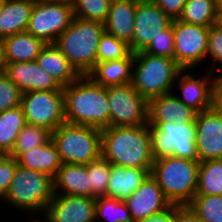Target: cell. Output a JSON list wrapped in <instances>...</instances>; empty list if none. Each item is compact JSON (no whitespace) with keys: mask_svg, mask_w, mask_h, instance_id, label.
Segmentation results:
<instances>
[{"mask_svg":"<svg viewBox=\"0 0 222 222\" xmlns=\"http://www.w3.org/2000/svg\"><path fill=\"white\" fill-rule=\"evenodd\" d=\"M95 205L96 198L54 194L39 222H95Z\"/></svg>","mask_w":222,"mask_h":222,"instance_id":"14","label":"cell"},{"mask_svg":"<svg viewBox=\"0 0 222 222\" xmlns=\"http://www.w3.org/2000/svg\"><path fill=\"white\" fill-rule=\"evenodd\" d=\"M182 70L175 59L139 51L133 53L130 85L149 101L173 92L177 76Z\"/></svg>","mask_w":222,"mask_h":222,"instance_id":"6","label":"cell"},{"mask_svg":"<svg viewBox=\"0 0 222 222\" xmlns=\"http://www.w3.org/2000/svg\"><path fill=\"white\" fill-rule=\"evenodd\" d=\"M101 156L114 165L151 172V132L149 125L108 127L101 130Z\"/></svg>","mask_w":222,"mask_h":222,"instance_id":"1","label":"cell"},{"mask_svg":"<svg viewBox=\"0 0 222 222\" xmlns=\"http://www.w3.org/2000/svg\"><path fill=\"white\" fill-rule=\"evenodd\" d=\"M110 127L148 123V101L130 83L107 87Z\"/></svg>","mask_w":222,"mask_h":222,"instance_id":"11","label":"cell"},{"mask_svg":"<svg viewBox=\"0 0 222 222\" xmlns=\"http://www.w3.org/2000/svg\"><path fill=\"white\" fill-rule=\"evenodd\" d=\"M195 143L199 162L222 159V117L212 108L196 114Z\"/></svg>","mask_w":222,"mask_h":222,"instance_id":"16","label":"cell"},{"mask_svg":"<svg viewBox=\"0 0 222 222\" xmlns=\"http://www.w3.org/2000/svg\"><path fill=\"white\" fill-rule=\"evenodd\" d=\"M62 163L88 164L101 156V129L61 124L51 133Z\"/></svg>","mask_w":222,"mask_h":222,"instance_id":"7","label":"cell"},{"mask_svg":"<svg viewBox=\"0 0 222 222\" xmlns=\"http://www.w3.org/2000/svg\"><path fill=\"white\" fill-rule=\"evenodd\" d=\"M53 197L54 183L51 176L18 165L10 188L1 202L39 220L35 214L39 213V217H42Z\"/></svg>","mask_w":222,"mask_h":222,"instance_id":"5","label":"cell"},{"mask_svg":"<svg viewBox=\"0 0 222 222\" xmlns=\"http://www.w3.org/2000/svg\"><path fill=\"white\" fill-rule=\"evenodd\" d=\"M26 123L54 132L65 123L63 90L27 91L20 103Z\"/></svg>","mask_w":222,"mask_h":222,"instance_id":"10","label":"cell"},{"mask_svg":"<svg viewBox=\"0 0 222 222\" xmlns=\"http://www.w3.org/2000/svg\"><path fill=\"white\" fill-rule=\"evenodd\" d=\"M104 24L74 17L53 43L80 76L88 75L97 63V50Z\"/></svg>","mask_w":222,"mask_h":222,"instance_id":"3","label":"cell"},{"mask_svg":"<svg viewBox=\"0 0 222 222\" xmlns=\"http://www.w3.org/2000/svg\"><path fill=\"white\" fill-rule=\"evenodd\" d=\"M51 133L44 127L26 124L17 136L14 147L8 155L17 159L30 149L43 146L51 140Z\"/></svg>","mask_w":222,"mask_h":222,"instance_id":"31","label":"cell"},{"mask_svg":"<svg viewBox=\"0 0 222 222\" xmlns=\"http://www.w3.org/2000/svg\"><path fill=\"white\" fill-rule=\"evenodd\" d=\"M111 166L112 163L102 156L87 164L92 198L106 196Z\"/></svg>","mask_w":222,"mask_h":222,"instance_id":"34","label":"cell"},{"mask_svg":"<svg viewBox=\"0 0 222 222\" xmlns=\"http://www.w3.org/2000/svg\"><path fill=\"white\" fill-rule=\"evenodd\" d=\"M124 202L133 222L156 216L172 206L151 174Z\"/></svg>","mask_w":222,"mask_h":222,"instance_id":"17","label":"cell"},{"mask_svg":"<svg viewBox=\"0 0 222 222\" xmlns=\"http://www.w3.org/2000/svg\"><path fill=\"white\" fill-rule=\"evenodd\" d=\"M18 165L40 171L54 178L62 165L57 148L52 140L30 149L17 158Z\"/></svg>","mask_w":222,"mask_h":222,"instance_id":"27","label":"cell"},{"mask_svg":"<svg viewBox=\"0 0 222 222\" xmlns=\"http://www.w3.org/2000/svg\"><path fill=\"white\" fill-rule=\"evenodd\" d=\"M150 173L146 169L126 168L112 164L106 196L125 201Z\"/></svg>","mask_w":222,"mask_h":222,"instance_id":"24","label":"cell"},{"mask_svg":"<svg viewBox=\"0 0 222 222\" xmlns=\"http://www.w3.org/2000/svg\"><path fill=\"white\" fill-rule=\"evenodd\" d=\"M217 24L222 26V10L217 13Z\"/></svg>","mask_w":222,"mask_h":222,"instance_id":"46","label":"cell"},{"mask_svg":"<svg viewBox=\"0 0 222 222\" xmlns=\"http://www.w3.org/2000/svg\"><path fill=\"white\" fill-rule=\"evenodd\" d=\"M195 195H222V159L200 162Z\"/></svg>","mask_w":222,"mask_h":222,"instance_id":"30","label":"cell"},{"mask_svg":"<svg viewBox=\"0 0 222 222\" xmlns=\"http://www.w3.org/2000/svg\"><path fill=\"white\" fill-rule=\"evenodd\" d=\"M179 21L210 27L217 23L215 0H186Z\"/></svg>","mask_w":222,"mask_h":222,"instance_id":"29","label":"cell"},{"mask_svg":"<svg viewBox=\"0 0 222 222\" xmlns=\"http://www.w3.org/2000/svg\"><path fill=\"white\" fill-rule=\"evenodd\" d=\"M199 160L165 156L155 159L150 174L172 205H188L198 187Z\"/></svg>","mask_w":222,"mask_h":222,"instance_id":"4","label":"cell"},{"mask_svg":"<svg viewBox=\"0 0 222 222\" xmlns=\"http://www.w3.org/2000/svg\"><path fill=\"white\" fill-rule=\"evenodd\" d=\"M31 222H39V220H34V219L32 220V219H31Z\"/></svg>","mask_w":222,"mask_h":222,"instance_id":"49","label":"cell"},{"mask_svg":"<svg viewBox=\"0 0 222 222\" xmlns=\"http://www.w3.org/2000/svg\"><path fill=\"white\" fill-rule=\"evenodd\" d=\"M73 18L72 1L35 0L26 31L46 44H53Z\"/></svg>","mask_w":222,"mask_h":222,"instance_id":"9","label":"cell"},{"mask_svg":"<svg viewBox=\"0 0 222 222\" xmlns=\"http://www.w3.org/2000/svg\"><path fill=\"white\" fill-rule=\"evenodd\" d=\"M35 0H3L0 7V39L27 30Z\"/></svg>","mask_w":222,"mask_h":222,"instance_id":"23","label":"cell"},{"mask_svg":"<svg viewBox=\"0 0 222 222\" xmlns=\"http://www.w3.org/2000/svg\"><path fill=\"white\" fill-rule=\"evenodd\" d=\"M135 2H137V3H154L155 2V0H134Z\"/></svg>","mask_w":222,"mask_h":222,"instance_id":"48","label":"cell"},{"mask_svg":"<svg viewBox=\"0 0 222 222\" xmlns=\"http://www.w3.org/2000/svg\"><path fill=\"white\" fill-rule=\"evenodd\" d=\"M143 52L153 56H166L175 59L174 31L172 24L158 35Z\"/></svg>","mask_w":222,"mask_h":222,"instance_id":"39","label":"cell"},{"mask_svg":"<svg viewBox=\"0 0 222 222\" xmlns=\"http://www.w3.org/2000/svg\"><path fill=\"white\" fill-rule=\"evenodd\" d=\"M173 222H203L188 205H173Z\"/></svg>","mask_w":222,"mask_h":222,"instance_id":"42","label":"cell"},{"mask_svg":"<svg viewBox=\"0 0 222 222\" xmlns=\"http://www.w3.org/2000/svg\"><path fill=\"white\" fill-rule=\"evenodd\" d=\"M23 92L3 72H0V113L20 106Z\"/></svg>","mask_w":222,"mask_h":222,"instance_id":"38","label":"cell"},{"mask_svg":"<svg viewBox=\"0 0 222 222\" xmlns=\"http://www.w3.org/2000/svg\"><path fill=\"white\" fill-rule=\"evenodd\" d=\"M191 72L194 71L182 70L178 74L174 86L180 94L175 90L173 92L181 102L199 113L212 107V88L216 74L206 70L205 75L198 77Z\"/></svg>","mask_w":222,"mask_h":222,"instance_id":"15","label":"cell"},{"mask_svg":"<svg viewBox=\"0 0 222 222\" xmlns=\"http://www.w3.org/2000/svg\"><path fill=\"white\" fill-rule=\"evenodd\" d=\"M136 5L134 0H112L105 31L129 44L134 33Z\"/></svg>","mask_w":222,"mask_h":222,"instance_id":"20","label":"cell"},{"mask_svg":"<svg viewBox=\"0 0 222 222\" xmlns=\"http://www.w3.org/2000/svg\"><path fill=\"white\" fill-rule=\"evenodd\" d=\"M46 43L27 31L19 32L2 40L3 62L36 61Z\"/></svg>","mask_w":222,"mask_h":222,"instance_id":"22","label":"cell"},{"mask_svg":"<svg viewBox=\"0 0 222 222\" xmlns=\"http://www.w3.org/2000/svg\"><path fill=\"white\" fill-rule=\"evenodd\" d=\"M4 69L2 40L0 39V72Z\"/></svg>","mask_w":222,"mask_h":222,"instance_id":"45","label":"cell"},{"mask_svg":"<svg viewBox=\"0 0 222 222\" xmlns=\"http://www.w3.org/2000/svg\"><path fill=\"white\" fill-rule=\"evenodd\" d=\"M133 66V53L125 58L97 62L88 76L103 87L128 84L131 82V70Z\"/></svg>","mask_w":222,"mask_h":222,"instance_id":"26","label":"cell"},{"mask_svg":"<svg viewBox=\"0 0 222 222\" xmlns=\"http://www.w3.org/2000/svg\"><path fill=\"white\" fill-rule=\"evenodd\" d=\"M53 183L54 194L91 197L87 164L62 163Z\"/></svg>","mask_w":222,"mask_h":222,"instance_id":"21","label":"cell"},{"mask_svg":"<svg viewBox=\"0 0 222 222\" xmlns=\"http://www.w3.org/2000/svg\"><path fill=\"white\" fill-rule=\"evenodd\" d=\"M37 64L63 88L74 82L80 75L67 58L53 44H46L36 58Z\"/></svg>","mask_w":222,"mask_h":222,"instance_id":"25","label":"cell"},{"mask_svg":"<svg viewBox=\"0 0 222 222\" xmlns=\"http://www.w3.org/2000/svg\"><path fill=\"white\" fill-rule=\"evenodd\" d=\"M74 17L105 23L112 0H71Z\"/></svg>","mask_w":222,"mask_h":222,"instance_id":"35","label":"cell"},{"mask_svg":"<svg viewBox=\"0 0 222 222\" xmlns=\"http://www.w3.org/2000/svg\"><path fill=\"white\" fill-rule=\"evenodd\" d=\"M17 159L8 154L0 155V202L7 194L17 169Z\"/></svg>","mask_w":222,"mask_h":222,"instance_id":"40","label":"cell"},{"mask_svg":"<svg viewBox=\"0 0 222 222\" xmlns=\"http://www.w3.org/2000/svg\"><path fill=\"white\" fill-rule=\"evenodd\" d=\"M63 94L64 117L67 123L101 130L110 127L107 87L84 75L63 87Z\"/></svg>","mask_w":222,"mask_h":222,"instance_id":"2","label":"cell"},{"mask_svg":"<svg viewBox=\"0 0 222 222\" xmlns=\"http://www.w3.org/2000/svg\"><path fill=\"white\" fill-rule=\"evenodd\" d=\"M154 3L172 20H175L181 16L186 0H155Z\"/></svg>","mask_w":222,"mask_h":222,"instance_id":"41","label":"cell"},{"mask_svg":"<svg viewBox=\"0 0 222 222\" xmlns=\"http://www.w3.org/2000/svg\"><path fill=\"white\" fill-rule=\"evenodd\" d=\"M136 222H173V205L156 216L140 219Z\"/></svg>","mask_w":222,"mask_h":222,"instance_id":"44","label":"cell"},{"mask_svg":"<svg viewBox=\"0 0 222 222\" xmlns=\"http://www.w3.org/2000/svg\"><path fill=\"white\" fill-rule=\"evenodd\" d=\"M175 61L183 70H195L206 62L209 27L172 21Z\"/></svg>","mask_w":222,"mask_h":222,"instance_id":"12","label":"cell"},{"mask_svg":"<svg viewBox=\"0 0 222 222\" xmlns=\"http://www.w3.org/2000/svg\"><path fill=\"white\" fill-rule=\"evenodd\" d=\"M95 222H133L124 201L107 196L96 198Z\"/></svg>","mask_w":222,"mask_h":222,"instance_id":"32","label":"cell"},{"mask_svg":"<svg viewBox=\"0 0 222 222\" xmlns=\"http://www.w3.org/2000/svg\"><path fill=\"white\" fill-rule=\"evenodd\" d=\"M3 72L23 93L27 91L63 90L36 61L4 63Z\"/></svg>","mask_w":222,"mask_h":222,"instance_id":"18","label":"cell"},{"mask_svg":"<svg viewBox=\"0 0 222 222\" xmlns=\"http://www.w3.org/2000/svg\"><path fill=\"white\" fill-rule=\"evenodd\" d=\"M21 106L0 113V153L9 154L17 136L26 125Z\"/></svg>","mask_w":222,"mask_h":222,"instance_id":"28","label":"cell"},{"mask_svg":"<svg viewBox=\"0 0 222 222\" xmlns=\"http://www.w3.org/2000/svg\"><path fill=\"white\" fill-rule=\"evenodd\" d=\"M130 52L129 46L125 41L117 39L104 31L99 41L97 62L122 59Z\"/></svg>","mask_w":222,"mask_h":222,"instance_id":"36","label":"cell"},{"mask_svg":"<svg viewBox=\"0 0 222 222\" xmlns=\"http://www.w3.org/2000/svg\"><path fill=\"white\" fill-rule=\"evenodd\" d=\"M197 112L181 102L174 92L154 97L148 101V123L191 124Z\"/></svg>","mask_w":222,"mask_h":222,"instance_id":"19","label":"cell"},{"mask_svg":"<svg viewBox=\"0 0 222 222\" xmlns=\"http://www.w3.org/2000/svg\"><path fill=\"white\" fill-rule=\"evenodd\" d=\"M172 21L155 3H137L134 33L128 44L131 53L143 51Z\"/></svg>","mask_w":222,"mask_h":222,"instance_id":"13","label":"cell"},{"mask_svg":"<svg viewBox=\"0 0 222 222\" xmlns=\"http://www.w3.org/2000/svg\"><path fill=\"white\" fill-rule=\"evenodd\" d=\"M222 117V74H216L212 88V107Z\"/></svg>","mask_w":222,"mask_h":222,"instance_id":"43","label":"cell"},{"mask_svg":"<svg viewBox=\"0 0 222 222\" xmlns=\"http://www.w3.org/2000/svg\"><path fill=\"white\" fill-rule=\"evenodd\" d=\"M188 206L203 222H222V195H195Z\"/></svg>","mask_w":222,"mask_h":222,"instance_id":"33","label":"cell"},{"mask_svg":"<svg viewBox=\"0 0 222 222\" xmlns=\"http://www.w3.org/2000/svg\"><path fill=\"white\" fill-rule=\"evenodd\" d=\"M148 125L154 160L165 156L198 160L195 122L180 125L172 122Z\"/></svg>","mask_w":222,"mask_h":222,"instance_id":"8","label":"cell"},{"mask_svg":"<svg viewBox=\"0 0 222 222\" xmlns=\"http://www.w3.org/2000/svg\"><path fill=\"white\" fill-rule=\"evenodd\" d=\"M216 1V8H217V13L222 10V0H215Z\"/></svg>","mask_w":222,"mask_h":222,"instance_id":"47","label":"cell"},{"mask_svg":"<svg viewBox=\"0 0 222 222\" xmlns=\"http://www.w3.org/2000/svg\"><path fill=\"white\" fill-rule=\"evenodd\" d=\"M206 60H209V65L212 63L205 70L214 74H222V26L217 23L209 27Z\"/></svg>","mask_w":222,"mask_h":222,"instance_id":"37","label":"cell"}]
</instances>
